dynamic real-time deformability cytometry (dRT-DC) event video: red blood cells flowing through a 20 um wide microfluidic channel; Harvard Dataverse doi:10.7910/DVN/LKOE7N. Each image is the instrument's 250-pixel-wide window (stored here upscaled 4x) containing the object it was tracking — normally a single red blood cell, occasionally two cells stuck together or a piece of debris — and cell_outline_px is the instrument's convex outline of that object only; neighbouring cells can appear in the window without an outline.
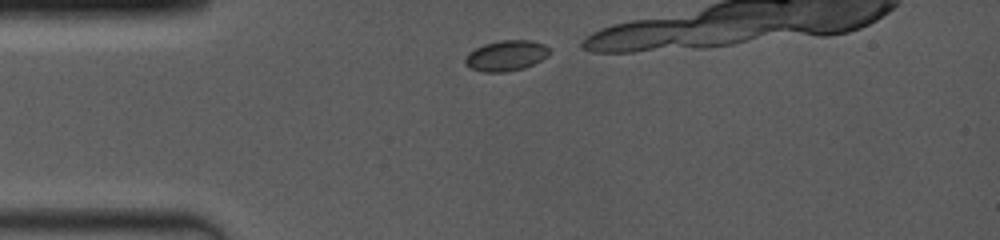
{"species": "common noctule bat (a hibernating species)", "species_latin": "Nyctalus noctula", "temperature_condition": "room temperature", "stored_images_in_passage": 10, "camera_frame_rate_fps": 4000, "um_per_image_px": 0.085, "animal": {"sex": "female", "body_mass_g": 19.0, "forearm_length_mm": 53.3}, "frame": {"image": 1, "passage_image": 1, "time_ms": 0.0, "image_size_px": [1000, 240], "cell_outline_px": [[552, 52], [548, 56], [524, 68], [504, 72], [484, 72], [472, 68], [464, 64], [464, 56], [468, 52], [484, 44], [500, 40], [532, 40], [544, 44], [552, 48]], "centroid_in_image_um": [43.04, 4.71], "position_along_channel_um": 42.0, "area_um2": 15.2}}